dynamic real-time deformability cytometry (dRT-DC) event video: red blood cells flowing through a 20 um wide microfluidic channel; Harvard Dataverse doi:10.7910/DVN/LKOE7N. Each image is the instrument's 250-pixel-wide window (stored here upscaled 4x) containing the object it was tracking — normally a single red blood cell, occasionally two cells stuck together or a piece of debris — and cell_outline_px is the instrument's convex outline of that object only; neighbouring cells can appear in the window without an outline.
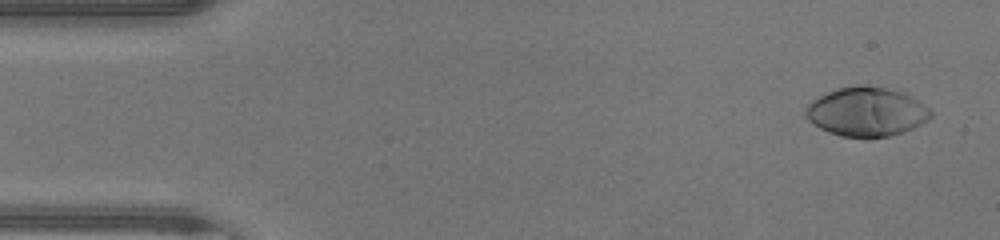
{"species": "human", "species_latin": "Homo sapiens", "temperature_condition": "warm", "stored_images_in_passage": 46, "camera_frame_rate_fps": 3000, "um_per_image_px": 0.085, "donor": {"sex": "male"}, "frame": {"image": 1, "passage_image": 1, "time_ms": 0.0, "image_size_px": [1000, 240], "cell_outline_px": [[932, 116], [920, 124], [912, 128], [888, 136], [840, 136], [828, 132], [820, 128], [808, 120], [804, 112], [808, 104], [812, 100], [836, 88], [856, 84], [864, 84], [884, 88], [900, 92], [916, 100], [928, 108], [932, 112]], "centroid_in_image_um": [73.6, 9.48], "position_along_channel_um": 11.4, "area_um2": 35.2}}
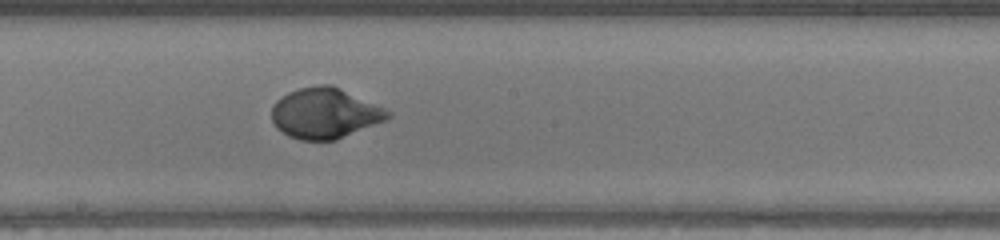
{"frame": {"image": 2, "passage_image": 24, "time_ms": 7.667, "image_size_px": [1000, 240], "cell_outline_px": [[392, 116], [384, 120], [336, 140], [300, 140], [288, 136], [276, 128], [272, 120], [272, 104], [276, 100], [288, 92], [300, 88], [320, 84], [332, 84], [384, 108], [392, 112]], "centroid_in_image_um": [27.58, 9.62], "position_along_channel_um": 220.6, "area_um2": 34.1}}
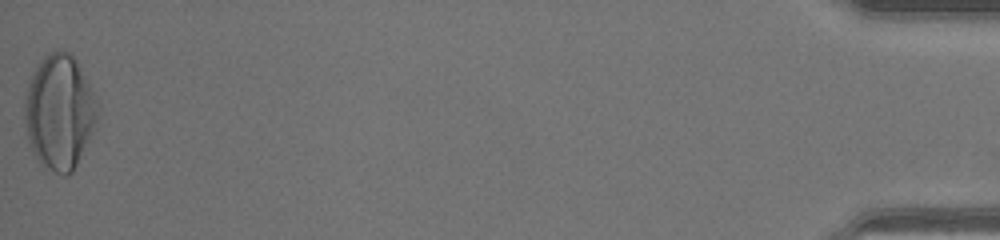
{"frame": {"image": 3, "passage_image": 46, "time_ms": 15.0, "image_size_px": [1000, 240], "cell_outline_px": [[96, 116], [88, 140], [72, 172], [68, 176], [64, 176], [40, 164], [32, 152], [28, 140], [24, 120], [24, 96], [32, 72], [44, 56], [52, 52], [68, 52], [76, 60], [88, 80], [96, 100]], "centroid_in_image_um": [5.0, 9.52], "position_along_channel_um": 430.2, "area_um2": 48.09}, "authors_computed_cell_mechanics": {"area_um2": 34.0731, "velocity_mm_per_s": 4.3384, "shape_relaxation_time_tau1_ms": 3.0484, "shape_relaxation_time_tau2_ms": null, "deformation_change_tau1": 0.2267, "deformation_change_tau2": null}}